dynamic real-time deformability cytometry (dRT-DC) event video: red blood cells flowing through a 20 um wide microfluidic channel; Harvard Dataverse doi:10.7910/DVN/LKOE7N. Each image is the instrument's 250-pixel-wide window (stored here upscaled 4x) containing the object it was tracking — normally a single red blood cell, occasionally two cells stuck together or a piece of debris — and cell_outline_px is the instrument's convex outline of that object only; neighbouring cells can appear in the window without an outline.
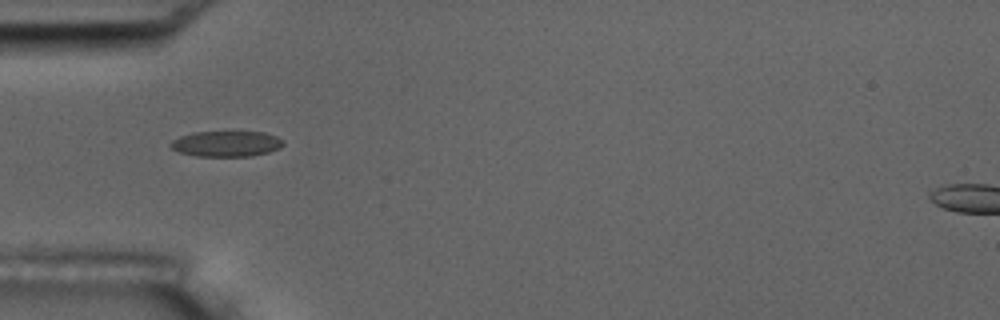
{"species": "common noctule bat (a hibernating species)", "species_latin": "Nyctalus noctula", "temperature_condition": "room temperature", "stored_images_in_passage": 8, "camera_frame_rate_fps": 3000, "um_per_image_px": 0.085, "animal": {"sex": "male", "body_mass_g": 17.5, "forearm_length_mm": 52.3}, "frame": {"image": 1, "passage_image": 7, "time_ms": 7.0, "image_size_px": [1000, 320], "cell_outline_px": [[284, 144], [280, 148], [268, 152], [252, 156], [196, 156], [180, 152], [172, 148], [168, 144], [172, 140], [180, 136], [192, 132], [264, 132], [276, 136], [284, 140]], "centroid_in_image_um": [19.25, 12.22], "position_along_channel_um": 65.8, "area_um2": 16.88}}